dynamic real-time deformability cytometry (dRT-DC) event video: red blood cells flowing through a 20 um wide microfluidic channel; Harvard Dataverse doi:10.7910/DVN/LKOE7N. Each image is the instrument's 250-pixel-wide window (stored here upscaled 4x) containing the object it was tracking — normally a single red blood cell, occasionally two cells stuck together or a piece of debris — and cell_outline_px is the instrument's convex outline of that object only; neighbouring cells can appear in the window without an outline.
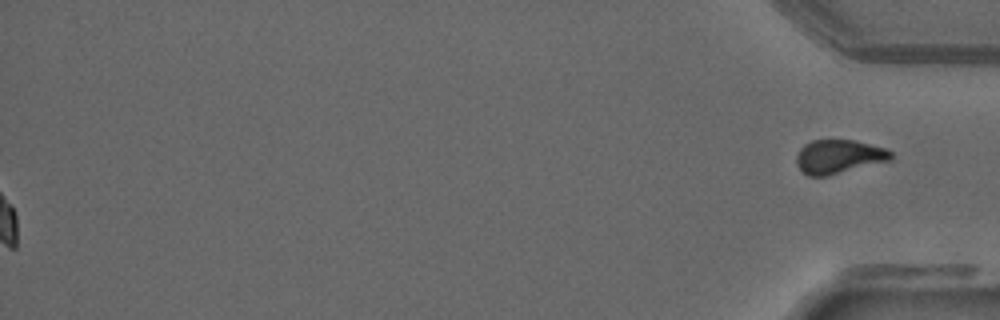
{"species": "common noctule bat (a hibernating species)", "species_latin": "Nyctalus noctula", "temperature_condition": "warm", "stored_images_in_passage": 51, "segment_of_instrument_passage": [2, 2], "camera_frame_rate_fps": 3000, "um_per_image_px": 0.085, "animal": {"sex": "male", "forearm_length_mm": 52.5}, "frame": {"image": 1, "passage_image": 51, "time_ms": 16.667, "image_size_px": [1000, 320], "cell_outline_px": [[892, 160], [828, 176], [808, 176], [796, 164], [796, 156], [800, 148], [804, 144], [812, 140], [852, 140], [884, 148], [892, 152]], "centroid_in_image_um": [71.28, 13.32], "position_along_channel_um": 363.9, "area_um2": 18.61}}